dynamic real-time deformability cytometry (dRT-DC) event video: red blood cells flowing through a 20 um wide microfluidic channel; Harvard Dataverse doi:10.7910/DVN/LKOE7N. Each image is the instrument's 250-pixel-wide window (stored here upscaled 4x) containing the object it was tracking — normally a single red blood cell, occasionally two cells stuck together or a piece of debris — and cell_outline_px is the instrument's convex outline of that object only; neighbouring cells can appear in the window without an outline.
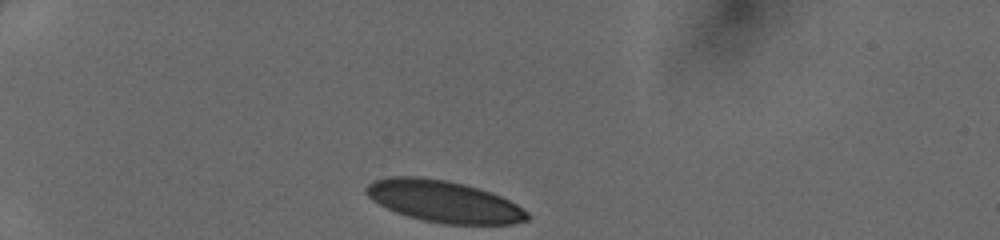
{"species": "human", "species_latin": "Homo sapiens", "temperature_condition": "cold", "stored_images_in_passage": 30, "camera_frame_rate_fps": 3000, "um_per_image_px": 0.085, "donor": {"sex": "female"}, "frame": {"image": 1, "passage_image": 1, "time_ms": 0.0, "image_size_px": [1000, 240], "cell_outline_px": [[528, 220], [512, 224], [444, 224], [424, 220], [408, 216], [396, 212], [372, 200], [364, 192], [364, 188], [372, 180], [388, 176], [420, 176], [444, 180], [464, 184], [480, 188], [500, 196], [516, 204], [528, 212]], "centroid_in_image_um": [37.69, 17.11], "position_along_channel_um": 47.3, "area_um2": 39.13}}
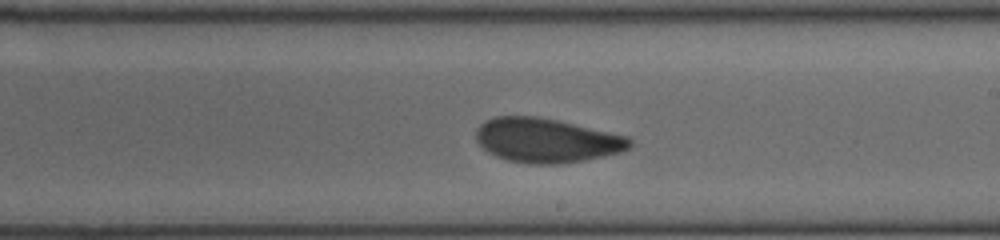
{"frame": {"image": 2, "passage_image": 18, "time_ms": 5.667, "image_size_px": [1000, 240], "cell_outline_px": [[632, 144], [628, 148], [620, 152], [604, 156], [560, 164], [528, 164], [508, 160], [496, 156], [488, 152], [476, 140], [476, 132], [480, 124], [496, 116], [536, 116], [556, 120], [628, 136], [632, 140]], "centroid_in_image_um": [46.45, 11.93], "position_along_channel_um": 242.5, "area_um2": 39.42}}
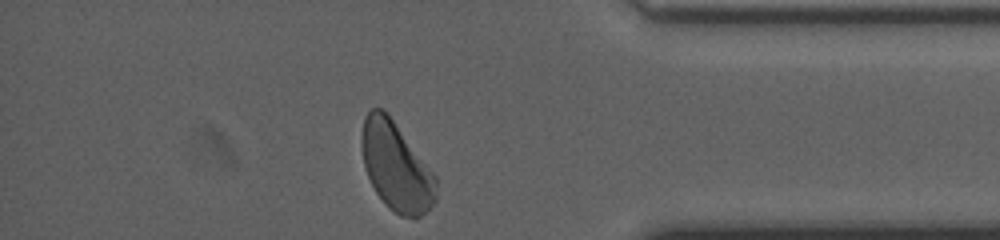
{"frame": {"image": 3, "passage_image": 30, "time_ms": 9.667, "image_size_px": [1000, 240], "cell_outline_px": [[436, 200], [420, 216], [400, 216], [376, 192], [368, 176], [364, 164], [360, 144], [360, 136], [364, 116], [372, 108], [384, 108], [388, 112], [436, 176]], "centroid_in_image_um": [33.65, 14.07], "position_along_channel_um": 401.6, "area_um2": 38.03}}